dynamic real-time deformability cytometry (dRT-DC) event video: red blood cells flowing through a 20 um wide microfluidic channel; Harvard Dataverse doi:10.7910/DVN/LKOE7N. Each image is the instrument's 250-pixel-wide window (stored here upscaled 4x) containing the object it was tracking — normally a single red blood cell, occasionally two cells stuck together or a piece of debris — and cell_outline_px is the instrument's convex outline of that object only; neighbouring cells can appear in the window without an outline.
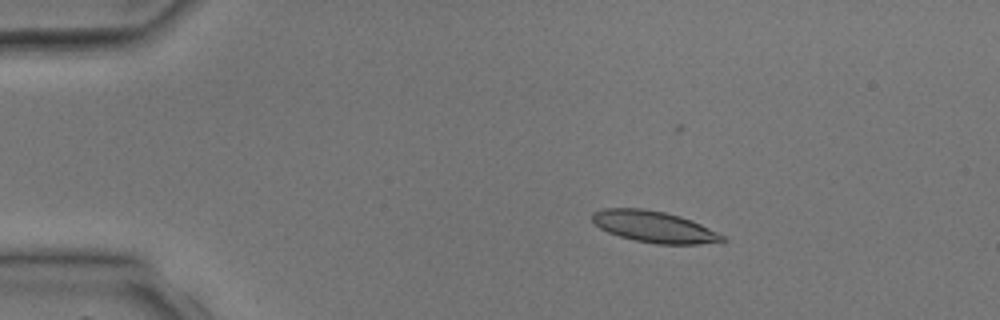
{"species": "common noctule bat (a hibernating species)", "species_latin": "Nyctalus noctula", "temperature_condition": "room temperature", "stored_images_in_passage": 4, "segment_of_instrument_passage": [1, 2], "camera_frame_rate_fps": 3000, "um_per_image_px": 0.085, "animal": {"sex": "male", "body_mass_g": 17.9, "forearm_length_mm": 54.2}, "frame": {"image": 1, "passage_image": 2, "time_ms": 1.0, "image_size_px": [1000, 320], "cell_outline_px": [[728, 240], [700, 244], [656, 244], [636, 240], [620, 236], [608, 232], [600, 228], [592, 220], [592, 212], [604, 208], [644, 208], [664, 212], [680, 216], [692, 220], [724, 236]], "centroid_in_image_um": [55.58, 19.27], "position_along_channel_um": 29.4, "area_um2": 23.64}}